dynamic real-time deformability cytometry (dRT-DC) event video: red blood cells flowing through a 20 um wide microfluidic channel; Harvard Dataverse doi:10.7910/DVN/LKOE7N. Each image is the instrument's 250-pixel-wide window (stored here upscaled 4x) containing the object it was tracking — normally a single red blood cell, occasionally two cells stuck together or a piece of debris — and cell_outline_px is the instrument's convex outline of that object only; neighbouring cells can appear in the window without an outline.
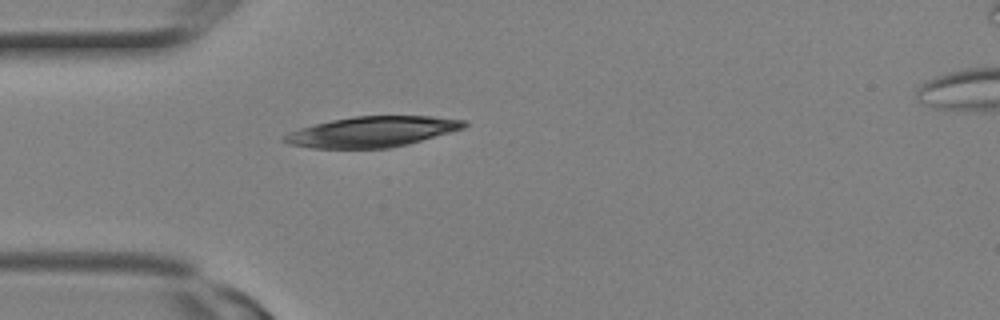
{"species": "Egyptian fruit bat (a non-hibernating species)", "species_latin": "Rousettus aegyptiacus", "temperature_condition": "room temperature", "stored_images_in_passage": 2, "camera_frame_rate_fps": 3000, "um_per_image_px": 0.085, "animal": {"sex": "female"}, "frame": {"image": 1, "passage_image": 1, "time_ms": 0.0, "image_size_px": [1000, 320], "cell_outline_px": [[468, 124], [464, 128], [408, 144], [388, 148], [312, 148], [288, 144], [280, 140], [288, 132], [300, 128], [332, 120], [352, 116], [432, 116], [468, 120]], "centroid_in_image_um": [31.64, 11.19], "position_along_channel_um": 53.4, "area_um2": 31.96}}